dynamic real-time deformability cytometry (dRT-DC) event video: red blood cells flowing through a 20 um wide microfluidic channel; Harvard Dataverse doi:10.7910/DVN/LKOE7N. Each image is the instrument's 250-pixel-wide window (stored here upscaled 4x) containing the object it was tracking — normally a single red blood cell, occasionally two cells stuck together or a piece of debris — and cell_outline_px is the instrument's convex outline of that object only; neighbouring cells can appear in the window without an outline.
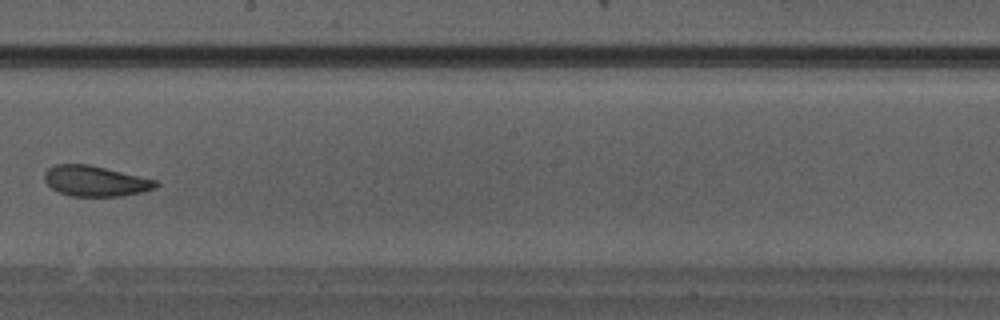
{"species": "Egyptian fruit bat (a non-hibernating species)", "species_latin": "Rousettus aegyptiacus", "temperature_condition": "warm", "stored_images_in_passage": 35, "camera_frame_rate_fps": 3000, "um_per_image_px": 0.085, "animal": {"sex": "male"}, "frame": {"image": 1, "passage_image": 20, "time_ms": 6.333, "image_size_px": [1000, 320], "cell_outline_px": [[160, 184], [152, 188], [140, 192], [120, 196], [72, 196], [60, 192], [52, 188], [44, 180], [44, 172], [48, 168], [56, 164], [88, 164], [156, 180]], "centroid_in_image_um": [8.06, 15.38], "position_along_channel_um": 240.1, "area_um2": 19.48}}